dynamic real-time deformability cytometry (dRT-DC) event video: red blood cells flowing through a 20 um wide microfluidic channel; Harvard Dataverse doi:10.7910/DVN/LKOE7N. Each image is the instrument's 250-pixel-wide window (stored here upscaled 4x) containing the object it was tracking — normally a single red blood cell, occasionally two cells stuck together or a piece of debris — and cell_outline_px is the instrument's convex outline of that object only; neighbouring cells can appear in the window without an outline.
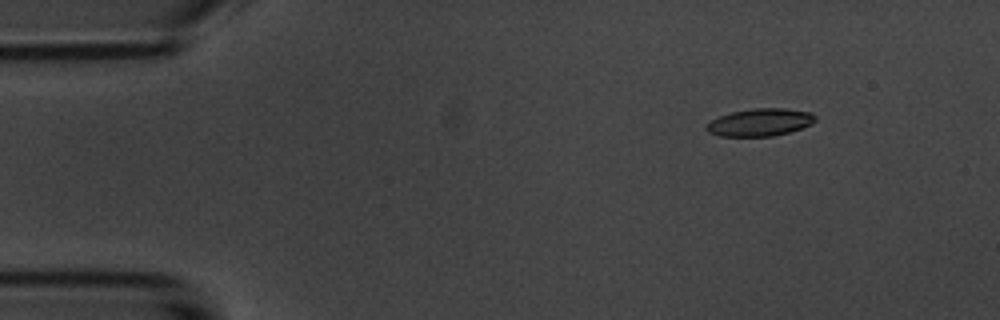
{"species": "common noctule bat (a hibernating species)", "species_latin": "Nyctalus noctula", "temperature_condition": "room temperature", "stored_images_in_passage": 6, "camera_frame_rate_fps": 3000, "um_per_image_px": 0.085, "animal": {"sex": "male", "body_mass_g": 20.1, "forearm_length_mm": 53.5}, "frame": {"image": 1, "passage_image": 1, "time_ms": 0.0, "image_size_px": [1000, 320], "cell_outline_px": [[816, 120], [812, 124], [788, 132], [772, 136], [720, 136], [708, 132], [704, 128], [704, 124], [720, 116], [732, 112], [752, 108], [784, 108], [812, 112], [816, 116]], "centroid_in_image_um": [64.59, 10.39], "position_along_channel_um": 20.4, "area_um2": 17.51}}
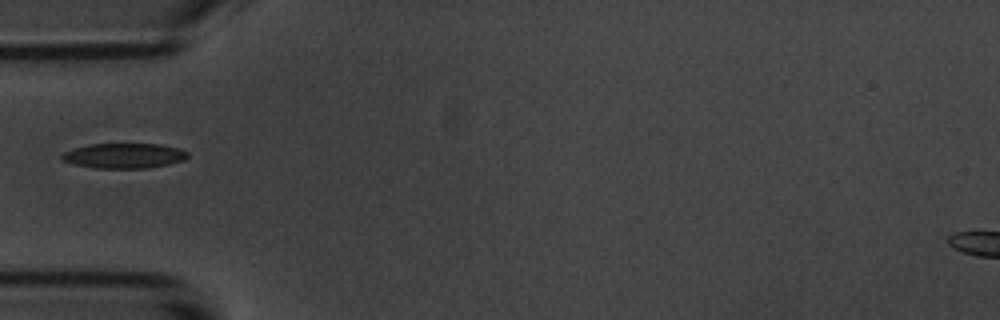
{"frame": {"image": 2, "passage_image": 4, "time_ms": 3.667, "image_size_px": [1000, 320], "cell_outline_px": [[188, 156], [184, 160], [168, 164], [144, 168], [92, 168], [60, 160], [60, 156], [64, 152], [76, 148], [92, 144], [160, 144], [180, 148], [188, 152]], "centroid_in_image_um": [10.56, 13.24], "position_along_channel_um": 74.4, "area_um2": 18.26}}
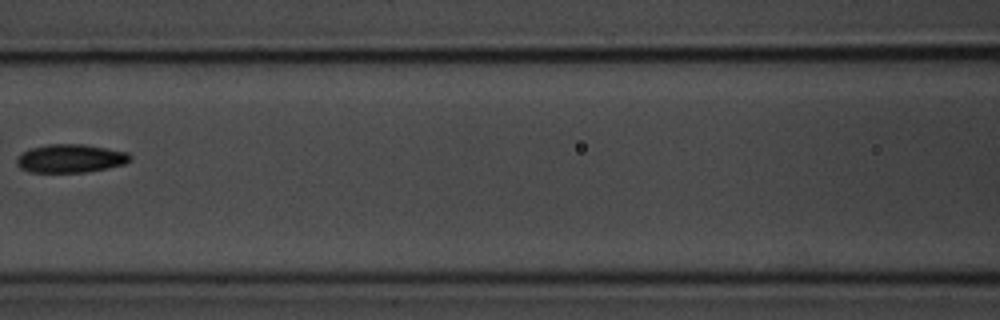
{"frame": {"image": 3, "passage_image": 6, "time_ms": 6.0, "image_size_px": [1000, 320], "cell_outline_px": [[132, 160], [124, 164], [108, 168], [84, 172], [28, 172], [20, 168], [16, 164], [16, 160], [28, 148], [48, 144], [84, 144], [128, 152], [132, 156]], "centroid_in_image_um": [6.0, 13.46], "position_along_channel_um": 160.6, "area_um2": 18.84}}